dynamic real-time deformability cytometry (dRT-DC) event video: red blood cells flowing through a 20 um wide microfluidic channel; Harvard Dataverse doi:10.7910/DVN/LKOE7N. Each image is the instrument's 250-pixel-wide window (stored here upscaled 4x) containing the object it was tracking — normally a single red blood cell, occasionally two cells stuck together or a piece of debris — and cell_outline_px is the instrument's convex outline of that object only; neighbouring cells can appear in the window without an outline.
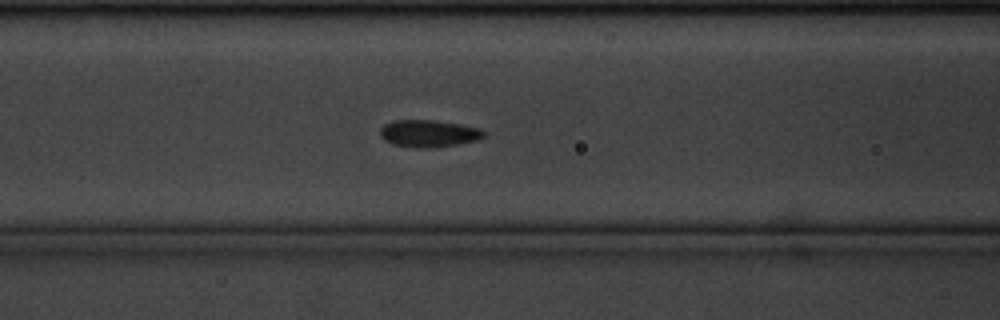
{"species": "common noctule bat (a hibernating species)", "species_latin": "Nyctalus noctula", "temperature_condition": "cold", "stored_images_in_passage": 47, "camera_frame_rate_fps": 3000, "um_per_image_px": 0.085, "animal": {"sex": "male", "body_mass_g": 20.1, "forearm_length_mm": 53.5}, "frame": {"image": 1, "passage_image": 12, "time_ms": 3.667, "image_size_px": [1000, 320], "cell_outline_px": [[484, 136], [476, 140], [456, 144], [424, 148], [416, 148], [392, 144], [384, 140], [380, 136], [380, 128], [384, 124], [396, 120], [432, 120], [460, 124], [480, 128], [484, 132]], "centroid_in_image_um": [36.39, 11.34], "position_along_channel_um": 130.2, "area_um2": 16.24}}
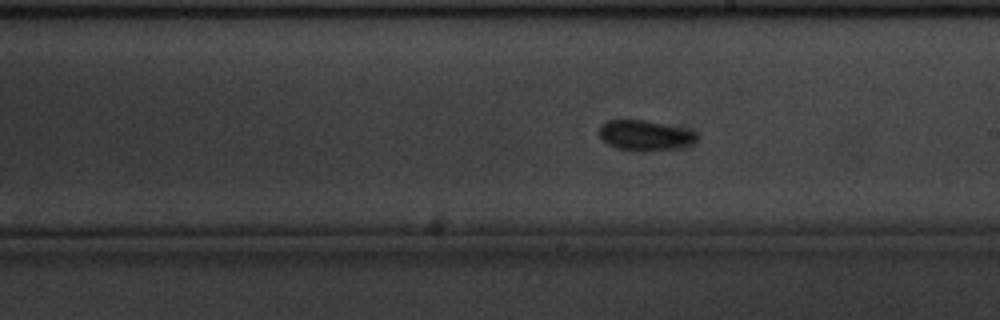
{"frame": {"image": 2, "passage_image": 21, "time_ms": 6.667, "image_size_px": [1000, 320], "cell_outline_px": [[696, 140], [692, 144], [680, 148], [644, 152], [640, 152], [616, 148], [608, 144], [600, 136], [600, 124], [608, 120], [644, 120], [664, 124], [696, 132]], "centroid_in_image_um": [54.82, 11.53], "position_along_channel_um": 234.2, "area_um2": 17.22}}
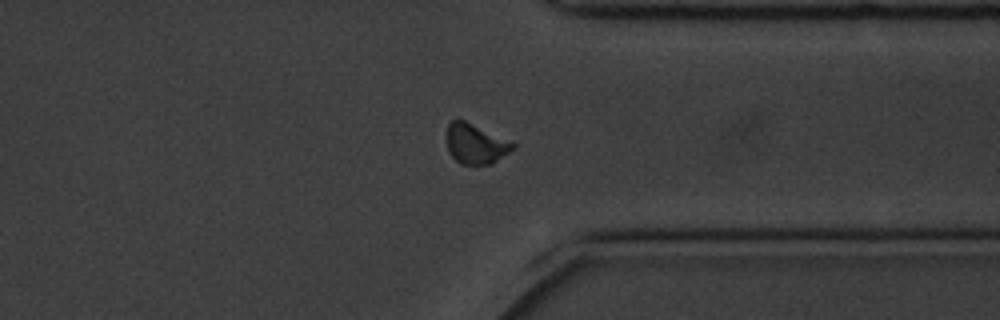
{"frame": {"image": 3, "passage_image": 33, "time_ms": 10.667, "image_size_px": [1000, 320], "cell_outline_px": [[516, 148], [492, 164], [460, 164], [448, 152], [448, 124], [452, 120], [464, 120], [516, 144]], "centroid_in_image_um": [40.44, 12.25], "position_along_channel_um": 371.0, "area_um2": 15.14}, "authors_computed_cell_mechanics": {"area_um2": 15.5482, "velocity_mm_per_s": 3.475, "shape_relaxation_time_tau1_ms": 2.8011, "shape_relaxation_time_tau2_ms": 6.3022, "deformation_change_tau1": 0.0819, "deformation_change_tau2": 0.0703}}